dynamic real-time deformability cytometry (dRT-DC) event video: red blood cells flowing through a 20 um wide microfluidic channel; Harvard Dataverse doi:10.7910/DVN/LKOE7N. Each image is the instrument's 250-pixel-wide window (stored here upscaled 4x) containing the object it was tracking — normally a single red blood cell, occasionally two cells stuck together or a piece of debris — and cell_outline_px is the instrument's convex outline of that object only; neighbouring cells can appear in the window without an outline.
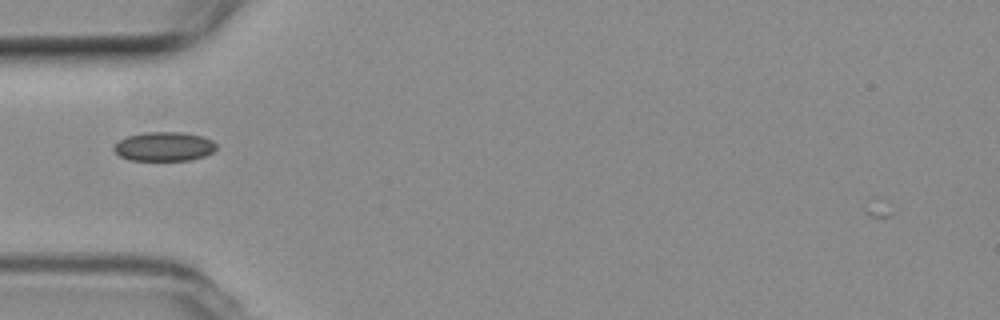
{"species": "common noctule bat (a hibernating species)", "species_latin": "Nyctalus noctula", "temperature_condition": "room temperature", "stored_images_in_passage": 14, "camera_frame_rate_fps": 3000, "um_per_image_px": 0.085, "animal": {"sex": "female", "body_mass_g": 19.3, "forearm_length_mm": 54.1}, "frame": {"image": 1, "passage_image": 4, "time_ms": 1.0, "image_size_px": [1000, 320], "cell_outline_px": [[216, 148], [212, 152], [204, 156], [192, 160], [128, 160], [120, 156], [112, 148], [120, 140], [128, 136], [144, 132], [180, 132], [204, 136], [212, 140], [216, 144]], "centroid_in_image_um": [13.96, 12.45], "position_along_channel_um": 71.0, "area_um2": 17.4}}